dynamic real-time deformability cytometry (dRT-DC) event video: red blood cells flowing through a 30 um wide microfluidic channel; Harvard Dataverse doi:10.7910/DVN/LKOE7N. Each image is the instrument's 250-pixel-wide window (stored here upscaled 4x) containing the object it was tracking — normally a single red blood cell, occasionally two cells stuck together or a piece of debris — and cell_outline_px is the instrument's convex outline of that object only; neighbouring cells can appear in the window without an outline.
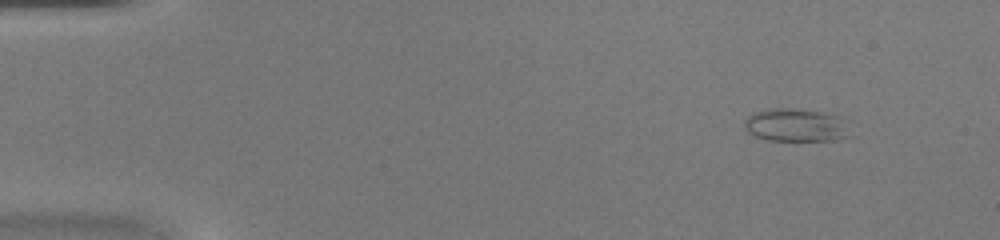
{"species": "common noctule bat (a hibernating species)", "species_latin": "Nyctalus noctula", "temperature_condition": "warm", "stored_images_in_passage": 42, "camera_frame_rate_fps": 3000, "um_per_image_px": 0.085, "animal": {"sex": "female", "body_mass_g": 20.0, "forearm_length_mm": 54.0}, "frame": {"image": 1, "passage_image": 1, "time_ms": 0.0, "image_size_px": [1000, 240], "cell_outline_px": [[852, 136], [836, 140], [768, 140], [752, 136], [744, 128], [744, 120], [748, 116], [756, 112], [768, 108], [800, 108], [820, 112], [836, 116]], "centroid_in_image_um": [67.55, 10.64], "position_along_channel_um": 17.4, "area_um2": 20.17}}
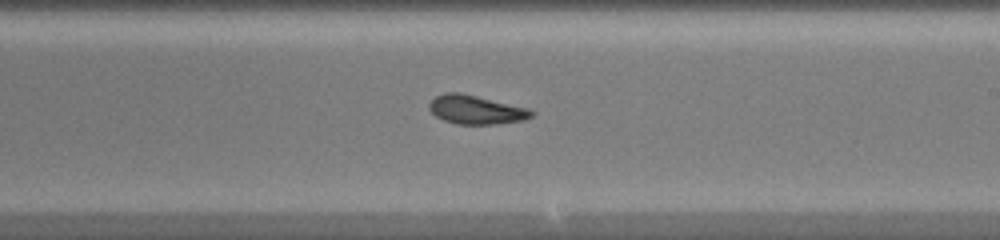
{"frame": {"image": 2, "passage_image": 24, "time_ms": 7.667, "image_size_px": [1000, 240], "cell_outline_px": [[536, 112], [532, 116], [524, 120], [496, 124], [456, 124], [444, 120], [436, 116], [428, 108], [428, 104], [436, 96], [444, 92], [460, 92], [528, 108]], "centroid_in_image_um": [40.45, 9.32], "position_along_channel_um": 248.5, "area_um2": 17.17}}
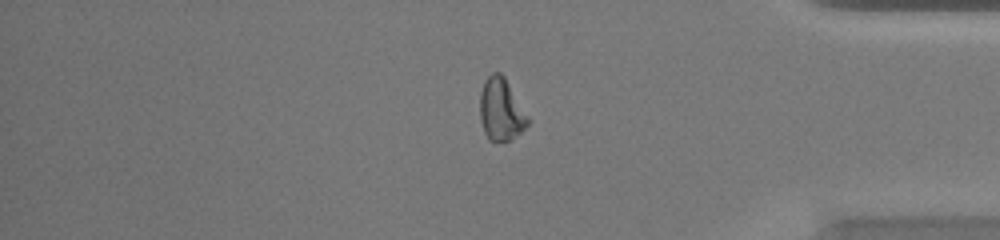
{"frame": {"image": 3, "passage_image": 35, "time_ms": 11.333, "image_size_px": [1000, 240], "cell_outline_px": [[528, 124], [512, 140], [488, 140], [484, 132], [480, 120], [480, 92], [484, 80], [492, 72], [500, 72], [504, 76], [528, 116]], "centroid_in_image_um": [42.56, 9.3], "position_along_channel_um": 392.6, "area_um2": 17.28}}